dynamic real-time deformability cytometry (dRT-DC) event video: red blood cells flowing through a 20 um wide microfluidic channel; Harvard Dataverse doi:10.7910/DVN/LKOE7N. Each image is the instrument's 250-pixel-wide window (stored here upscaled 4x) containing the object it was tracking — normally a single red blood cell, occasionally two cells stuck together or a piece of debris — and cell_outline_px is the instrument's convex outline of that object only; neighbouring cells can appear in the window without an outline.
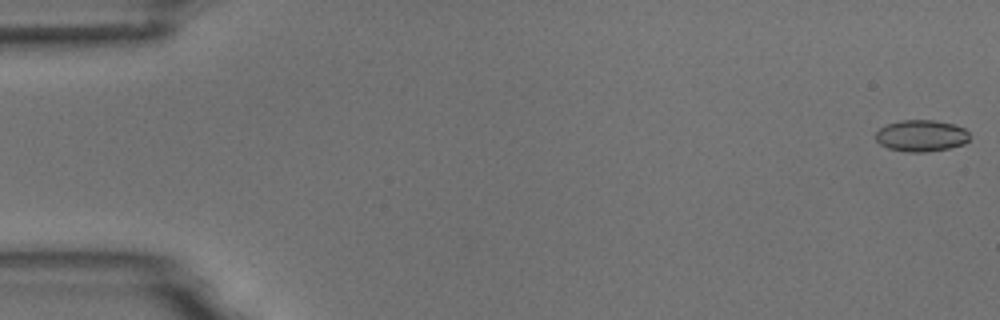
{"species": "common noctule bat (a hibernating species)", "species_latin": "Nyctalus noctula", "temperature_condition": "room temperature", "stored_images_in_passage": 7, "camera_frame_rate_fps": 3000, "um_per_image_px": 0.085, "animal": {"sex": "male", "body_mass_g": 18.8}, "frame": {"image": 1, "passage_image": 1, "time_ms": 0.0, "image_size_px": [1000, 320], "cell_outline_px": [[968, 140], [964, 144], [948, 148], [928, 152], [908, 152], [888, 148], [880, 144], [876, 140], [876, 132], [880, 128], [888, 124], [900, 120], [932, 120], [952, 124], [964, 128], [968, 132]], "centroid_in_image_um": [78.29, 11.54], "position_along_channel_um": 6.7, "area_um2": 17.17}}